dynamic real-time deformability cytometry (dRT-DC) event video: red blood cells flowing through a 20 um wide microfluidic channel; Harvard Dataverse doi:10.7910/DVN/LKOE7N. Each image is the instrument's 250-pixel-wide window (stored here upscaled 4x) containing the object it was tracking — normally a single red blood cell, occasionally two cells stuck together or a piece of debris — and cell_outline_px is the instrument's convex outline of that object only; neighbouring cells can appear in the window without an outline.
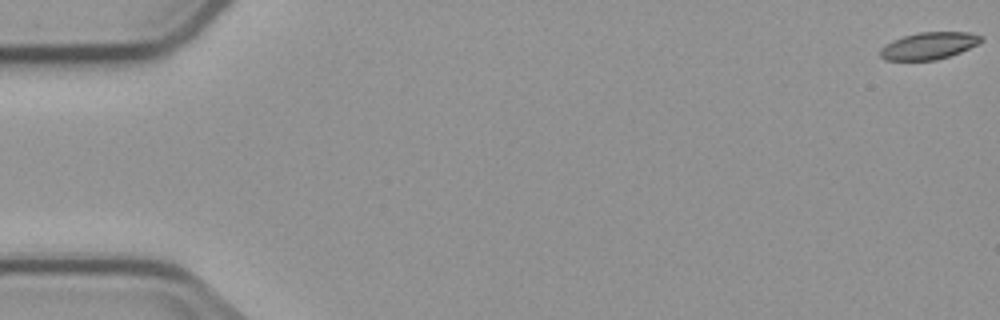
{"species": "common noctule bat (a hibernating species)", "species_latin": "Nyctalus noctula", "temperature_condition": "cold", "stored_images_in_passage": 6, "segment_of_instrument_passage": [2, 2], "camera_frame_rate_fps": 3000, "um_per_image_px": 0.085, "animal": {"sex": "male", "body_mass_g": 23.1, "forearm_length_mm": 52.7}, "frame": {"image": 1, "passage_image": 6, "time_ms": 7.333, "image_size_px": [1000, 320], "cell_outline_px": [[984, 40], [980, 44], [960, 52], [936, 60], [884, 60], [880, 56], [880, 48], [884, 44], [892, 40], [904, 36], [920, 32], [968, 32], [984, 36]], "centroid_in_image_um": [78.97, 3.88], "position_along_channel_um": 6.0, "area_um2": 16.07}}